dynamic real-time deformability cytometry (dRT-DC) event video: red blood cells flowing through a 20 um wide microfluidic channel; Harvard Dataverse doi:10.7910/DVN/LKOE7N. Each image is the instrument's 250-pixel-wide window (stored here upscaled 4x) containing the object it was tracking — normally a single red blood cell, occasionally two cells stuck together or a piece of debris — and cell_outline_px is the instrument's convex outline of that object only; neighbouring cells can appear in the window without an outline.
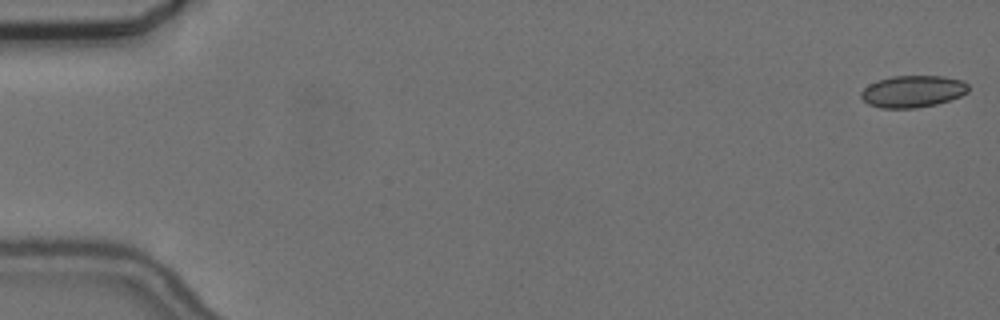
{"species": "common noctule bat (a hibernating species)", "species_latin": "Nyctalus noctula", "temperature_condition": "cold", "stored_images_in_passage": 56, "camera_frame_rate_fps": 3000, "um_per_image_px": 0.085, "animal": {"sex": "female", "body_mass_g": 24.6, "forearm_length_mm": 56.2}, "frame": {"image": 1, "passage_image": 1, "time_ms": 0.0, "image_size_px": [1000, 320], "cell_outline_px": [[968, 92], [960, 96], [936, 104], [916, 108], [880, 108], [868, 104], [860, 96], [860, 92], [868, 84], [876, 80], [892, 76], [944, 76], [964, 80], [968, 84]], "centroid_in_image_um": [77.57, 7.76], "position_along_channel_um": 7.4, "area_um2": 20.11}}
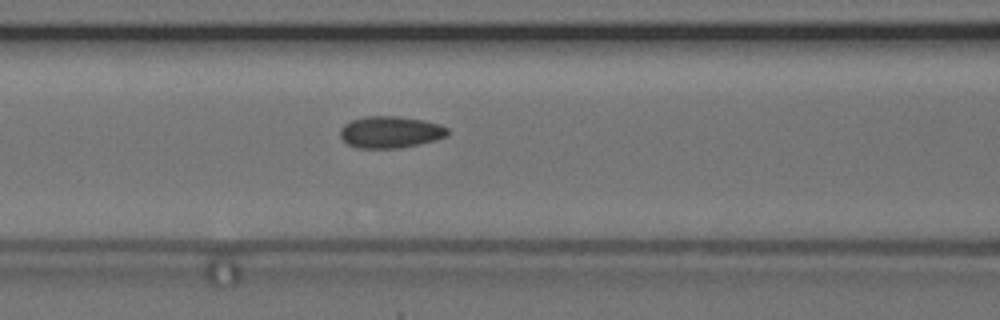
{"frame": {"image": 2, "passage_image": 24, "time_ms": 7.667, "image_size_px": [1000, 320], "cell_outline_px": [[448, 136], [436, 140], [420, 144], [400, 148], [356, 148], [348, 144], [340, 136], [340, 128], [344, 124], [352, 120], [364, 116], [396, 116], [424, 120], [440, 124], [448, 128]], "centroid_in_image_um": [33.19, 11.23], "position_along_channel_um": 133.4, "area_um2": 20.06}}
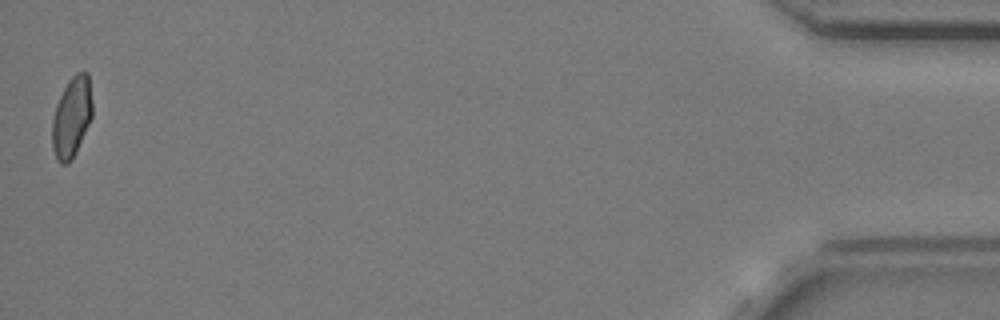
{"frame": {"image": 3, "passage_image": 56, "time_ms": 18.333, "image_size_px": [1000, 320], "cell_outline_px": [[92, 116], [76, 152], [72, 160], [68, 164], [60, 164], [56, 160], [52, 148], [52, 120], [56, 104], [68, 80], [76, 72], [88, 72], [92, 104]], "centroid_in_image_um": [6.08, 9.98], "position_along_channel_um": 429.1, "area_um2": 18.9}, "authors_computed_cell_mechanics": {"area_um2": 19.5942, "velocity_mm_per_s": 3.6564, "shape_relaxation_time_tau1_ms": null, "shape_relaxation_time_tau2_ms": 1.9458, "deformation_change_tau1": null, "deformation_change_tau2": 0.0613}}